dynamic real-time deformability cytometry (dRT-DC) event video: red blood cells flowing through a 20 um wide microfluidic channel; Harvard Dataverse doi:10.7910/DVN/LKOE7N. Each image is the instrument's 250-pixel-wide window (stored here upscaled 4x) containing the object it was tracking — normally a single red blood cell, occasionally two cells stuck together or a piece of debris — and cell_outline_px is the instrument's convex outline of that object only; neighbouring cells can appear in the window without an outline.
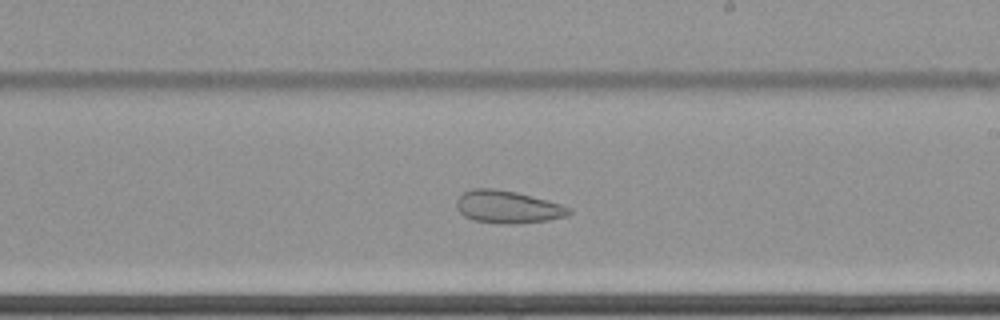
{"species": "common noctule bat (a hibernating species)", "species_latin": "Nyctalus noctula", "temperature_condition": "cold", "stored_images_in_passage": 40, "camera_frame_rate_fps": 3000, "um_per_image_px": 0.085, "animal": {"sex": "female", "body_mass_g": 22.7, "forearm_length_mm": 54.2}, "frame": {"image": 1, "passage_image": 29, "time_ms": 9.333, "image_size_px": [1000, 320], "cell_outline_px": [[572, 212], [564, 216], [548, 220], [520, 224], [496, 224], [476, 220], [464, 216], [456, 208], [456, 200], [464, 192], [472, 188], [496, 188], [516, 192], [560, 204], [572, 208]], "centroid_in_image_um": [43.13, 17.59], "position_along_channel_um": 245.9, "area_um2": 21.39}, "authors_computed_cell_mechanics": {"area_um2": 24.1893, "velocity_mm_per_s": 3.4234, "shape_relaxation_time_tau1_ms": null, "shape_relaxation_time_tau2_ms": 2.0365, "deformation_change_tau1": null, "deformation_change_tau2": 0.0788}}